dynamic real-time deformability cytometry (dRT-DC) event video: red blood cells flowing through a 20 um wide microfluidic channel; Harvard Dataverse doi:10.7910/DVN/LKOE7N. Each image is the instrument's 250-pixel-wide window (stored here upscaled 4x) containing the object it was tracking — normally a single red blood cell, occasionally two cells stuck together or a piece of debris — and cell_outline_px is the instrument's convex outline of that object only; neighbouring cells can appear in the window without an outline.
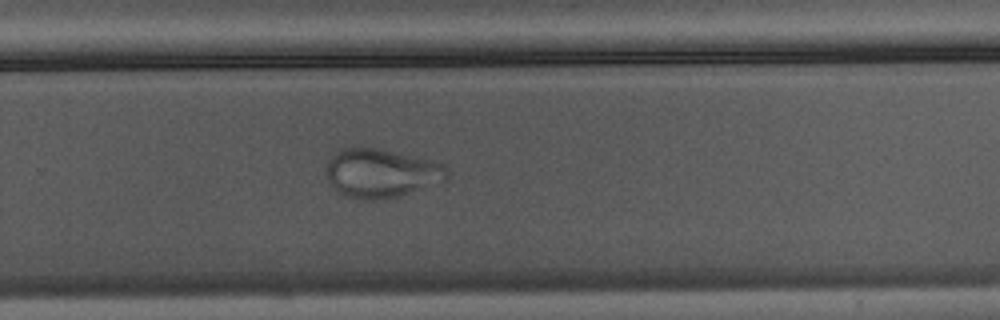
{"species": "Egyptian fruit bat (a non-hibernating species)", "species_latin": "Rousettus aegyptiacus", "temperature_condition": "warm", "stored_images_in_passage": 39, "camera_frame_rate_fps": 3000, "um_per_image_px": 0.085, "animal": {"sex": "male"}, "frame": {"image": 1, "passage_image": 23, "time_ms": 7.333, "image_size_px": [1000, 320], "cell_outline_px": [[452, 172], [444, 180], [384, 200], [364, 200], [344, 196], [328, 180], [328, 160], [340, 148], [360, 144], [380, 148], [432, 160], [448, 168]], "centroid_in_image_um": [32.38, 14.67], "position_along_channel_um": 297.4, "area_um2": 34.51}}
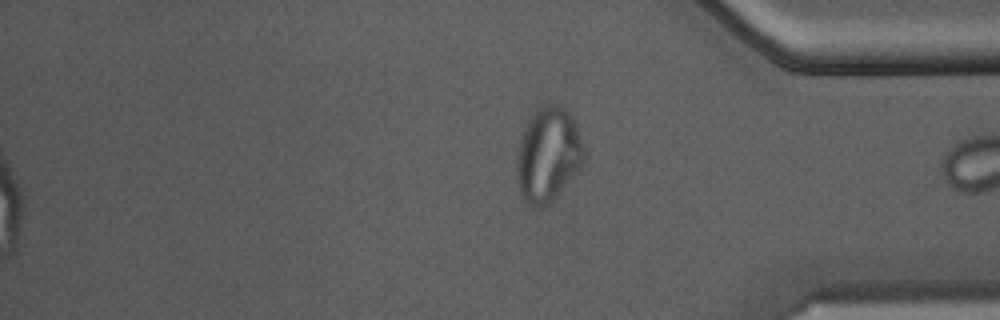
{"frame": {"image": 2, "passage_image": 39, "time_ms": 12.667, "image_size_px": [1000, 320], "cell_outline_px": [[584, 160], [580, 168], [556, 196], [544, 208], [532, 208], [524, 200], [520, 192], [516, 180], [516, 156], [520, 140], [528, 120], [544, 104], [560, 104], [572, 116], [584, 152]], "centroid_in_image_um": [46.55, 13.19], "position_along_channel_um": 388.6, "area_um2": 36.76}}